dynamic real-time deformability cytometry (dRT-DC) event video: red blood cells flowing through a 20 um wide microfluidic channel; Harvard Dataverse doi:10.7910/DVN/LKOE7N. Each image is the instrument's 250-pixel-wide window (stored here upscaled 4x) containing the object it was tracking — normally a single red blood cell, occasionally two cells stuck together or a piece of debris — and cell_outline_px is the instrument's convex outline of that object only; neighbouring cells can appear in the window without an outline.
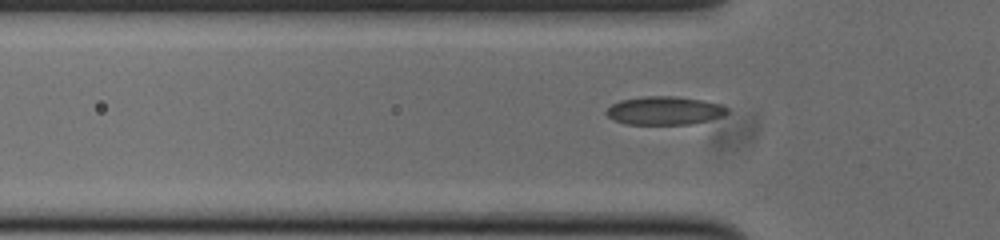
{"species": "common noctule bat (a hibernating species)", "species_latin": "Nyctalus noctula", "temperature_condition": "cold", "stored_images_in_passage": 36, "camera_frame_rate_fps": 3000, "um_per_image_px": 0.085, "animal": {"sex": "male", "body_mass_g": 20.0, "forearm_length_mm": 53.3}, "frame": {"image": 1, "passage_image": 10, "time_ms": 3.0, "image_size_px": [1000, 240], "cell_outline_px": [[728, 112], [720, 116], [708, 120], [692, 124], [624, 124], [608, 116], [604, 112], [612, 104], [620, 100], [644, 96], [676, 96], [700, 100], [720, 104], [728, 108]], "centroid_in_image_um": [56.45, 9.4], "position_along_channel_um": 69.3, "area_um2": 19.83}}
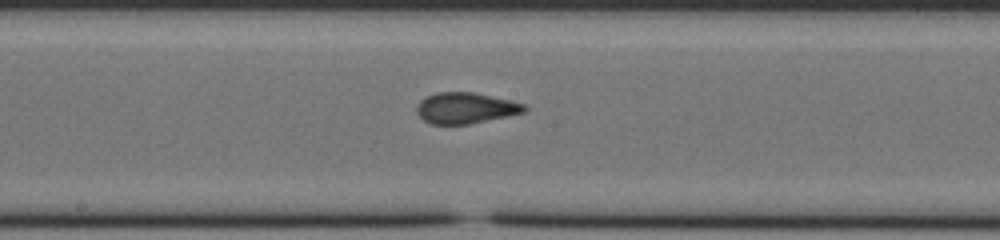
{"frame": {"image": 2, "passage_image": 21, "time_ms": 6.667, "image_size_px": [1000, 240], "cell_outline_px": [[528, 108], [524, 112], [468, 124], [432, 124], [424, 120], [416, 112], [416, 104], [420, 100], [436, 92], [472, 92], [512, 100], [524, 104]], "centroid_in_image_um": [39.55, 9.17], "position_along_channel_um": 208.6, "area_um2": 19.31}}
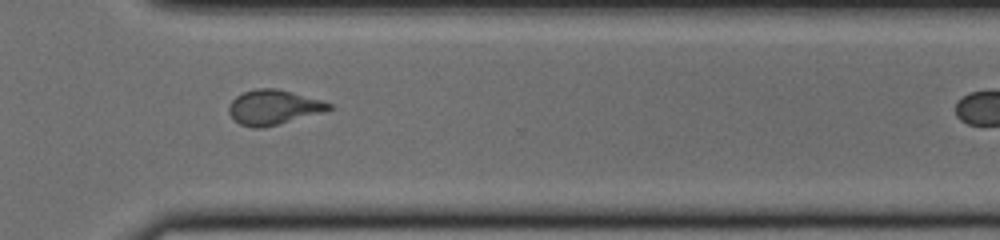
{"frame": {"image": 3, "passage_image": 32, "time_ms": 10.333, "image_size_px": [1000, 240], "cell_outline_px": [[332, 108], [324, 112], [264, 128], [252, 128], [240, 124], [228, 112], [228, 108], [232, 100], [236, 96], [244, 92], [256, 88], [276, 88], [292, 92], [320, 100], [332, 104]], "centroid_in_image_um": [23.24, 9.12], "position_along_channel_um": 347.4, "area_um2": 20.17}}